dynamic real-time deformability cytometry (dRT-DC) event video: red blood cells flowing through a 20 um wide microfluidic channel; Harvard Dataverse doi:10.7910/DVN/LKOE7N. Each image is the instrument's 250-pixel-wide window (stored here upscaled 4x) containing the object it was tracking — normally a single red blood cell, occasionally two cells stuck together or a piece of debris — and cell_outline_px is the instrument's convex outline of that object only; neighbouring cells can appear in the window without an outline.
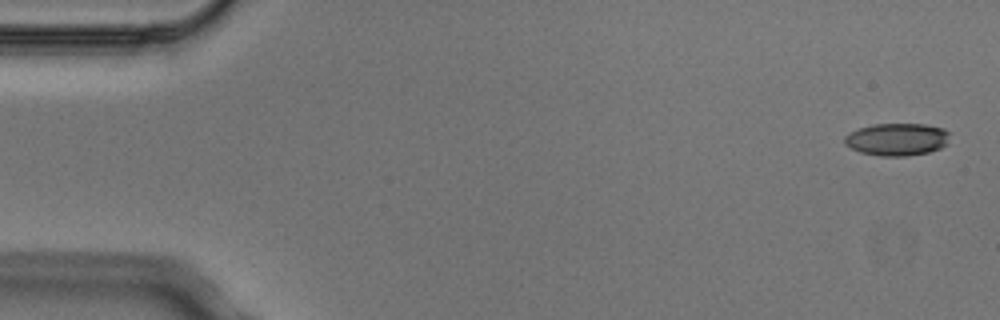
{"species": "Egyptian fruit bat (a non-hibernating species)", "species_latin": "Rousettus aegyptiacus", "temperature_condition": "cold", "stored_images_in_passage": 6, "camera_frame_rate_fps": 3000, "um_per_image_px": 0.085, "animal": {"sex": "male"}, "frame": {"image": 1, "passage_image": 1, "time_ms": 0.0, "image_size_px": [1000, 320], "cell_outline_px": [[948, 144], [940, 148], [928, 152], [904, 156], [880, 156], [860, 152], [844, 144], [844, 136], [848, 132], [872, 124], [924, 124], [944, 128], [948, 132]], "centroid_in_image_um": [76.23, 11.84], "position_along_channel_um": 8.8, "area_um2": 19.94}}
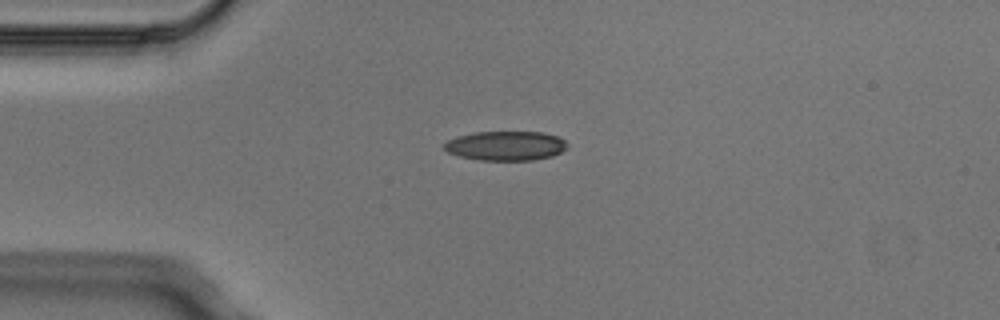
{"frame": {"image": 2, "passage_image": 4, "time_ms": 1.0, "image_size_px": [1000, 320], "cell_outline_px": [[568, 148], [552, 156], [532, 160], [476, 160], [460, 156], [448, 152], [444, 148], [444, 144], [448, 140], [456, 136], [472, 132], [544, 132], [556, 136], [564, 140], [568, 144]], "centroid_in_image_um": [42.99, 12.39], "position_along_channel_um": 42.0, "area_um2": 21.15}}
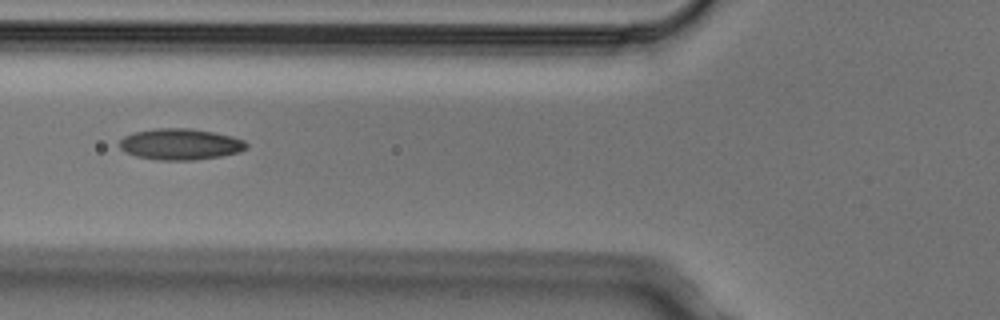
{"frame": {"image": 3, "passage_image": 6, "time_ms": 1.667, "image_size_px": [1000, 320], "cell_outline_px": [[248, 148], [240, 152], [220, 156], [196, 160], [160, 160], [136, 156], [124, 152], [120, 148], [120, 140], [124, 136], [132, 132], [156, 128], [188, 128], [212, 132], [232, 136], [244, 140], [248, 144]], "centroid_in_image_um": [15.33, 12.26], "position_along_channel_um": 110.5, "area_um2": 23.18}}